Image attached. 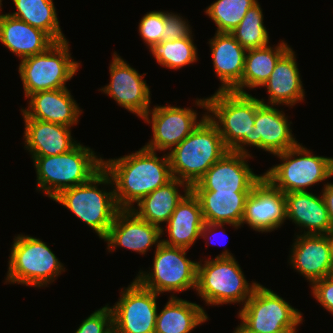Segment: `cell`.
<instances>
[{
  "mask_svg": "<svg viewBox=\"0 0 333 333\" xmlns=\"http://www.w3.org/2000/svg\"><path fill=\"white\" fill-rule=\"evenodd\" d=\"M198 198L204 222L242 226L245 203L250 193L193 192Z\"/></svg>",
  "mask_w": 333,
  "mask_h": 333,
  "instance_id": "83f0119b",
  "label": "cell"
},
{
  "mask_svg": "<svg viewBox=\"0 0 333 333\" xmlns=\"http://www.w3.org/2000/svg\"><path fill=\"white\" fill-rule=\"evenodd\" d=\"M275 105L262 104L255 113L252 146L270 154L286 151L298 144L285 113Z\"/></svg>",
  "mask_w": 333,
  "mask_h": 333,
  "instance_id": "ffe728a7",
  "label": "cell"
},
{
  "mask_svg": "<svg viewBox=\"0 0 333 333\" xmlns=\"http://www.w3.org/2000/svg\"><path fill=\"white\" fill-rule=\"evenodd\" d=\"M69 45L68 40L57 41L44 52L21 59L18 72L26 99L40 91L67 88L66 82L81 66L72 59Z\"/></svg>",
  "mask_w": 333,
  "mask_h": 333,
  "instance_id": "30bf717a",
  "label": "cell"
},
{
  "mask_svg": "<svg viewBox=\"0 0 333 333\" xmlns=\"http://www.w3.org/2000/svg\"><path fill=\"white\" fill-rule=\"evenodd\" d=\"M103 168L112 178L119 209L135 207L134 203L173 179L168 153L158 157L156 151L144 146L134 153L103 160Z\"/></svg>",
  "mask_w": 333,
  "mask_h": 333,
  "instance_id": "6da1fadb",
  "label": "cell"
},
{
  "mask_svg": "<svg viewBox=\"0 0 333 333\" xmlns=\"http://www.w3.org/2000/svg\"><path fill=\"white\" fill-rule=\"evenodd\" d=\"M291 48L281 40L274 48L270 45L247 50L241 83L233 90L247 93L245 88L261 87L270 77L277 61Z\"/></svg>",
  "mask_w": 333,
  "mask_h": 333,
  "instance_id": "f546056e",
  "label": "cell"
},
{
  "mask_svg": "<svg viewBox=\"0 0 333 333\" xmlns=\"http://www.w3.org/2000/svg\"><path fill=\"white\" fill-rule=\"evenodd\" d=\"M227 151L218 128L206 116L184 140L167 152L172 176L191 187Z\"/></svg>",
  "mask_w": 333,
  "mask_h": 333,
  "instance_id": "8992f818",
  "label": "cell"
},
{
  "mask_svg": "<svg viewBox=\"0 0 333 333\" xmlns=\"http://www.w3.org/2000/svg\"><path fill=\"white\" fill-rule=\"evenodd\" d=\"M303 313L273 290L261 285L240 308V324L233 333H297Z\"/></svg>",
  "mask_w": 333,
  "mask_h": 333,
  "instance_id": "52a82bcc",
  "label": "cell"
},
{
  "mask_svg": "<svg viewBox=\"0 0 333 333\" xmlns=\"http://www.w3.org/2000/svg\"><path fill=\"white\" fill-rule=\"evenodd\" d=\"M27 99L28 109L21 108L23 119H37L72 127L78 124L83 113L68 88L40 91Z\"/></svg>",
  "mask_w": 333,
  "mask_h": 333,
  "instance_id": "d6986e66",
  "label": "cell"
},
{
  "mask_svg": "<svg viewBox=\"0 0 333 333\" xmlns=\"http://www.w3.org/2000/svg\"><path fill=\"white\" fill-rule=\"evenodd\" d=\"M321 195L309 191L285 193L286 220L301 227L303 234L320 235L331 232L330 217ZM307 230V231H306Z\"/></svg>",
  "mask_w": 333,
  "mask_h": 333,
  "instance_id": "603a6c76",
  "label": "cell"
},
{
  "mask_svg": "<svg viewBox=\"0 0 333 333\" xmlns=\"http://www.w3.org/2000/svg\"><path fill=\"white\" fill-rule=\"evenodd\" d=\"M331 280H333V264L331 266V269H330V273H329V276H328Z\"/></svg>",
  "mask_w": 333,
  "mask_h": 333,
  "instance_id": "b9f144b4",
  "label": "cell"
},
{
  "mask_svg": "<svg viewBox=\"0 0 333 333\" xmlns=\"http://www.w3.org/2000/svg\"><path fill=\"white\" fill-rule=\"evenodd\" d=\"M332 176H333V158H332Z\"/></svg>",
  "mask_w": 333,
  "mask_h": 333,
  "instance_id": "f6af8a7d",
  "label": "cell"
},
{
  "mask_svg": "<svg viewBox=\"0 0 333 333\" xmlns=\"http://www.w3.org/2000/svg\"><path fill=\"white\" fill-rule=\"evenodd\" d=\"M17 11L8 13L34 28L46 32L55 42L67 38L61 31L53 0H13Z\"/></svg>",
  "mask_w": 333,
  "mask_h": 333,
  "instance_id": "4dcf8cb0",
  "label": "cell"
},
{
  "mask_svg": "<svg viewBox=\"0 0 333 333\" xmlns=\"http://www.w3.org/2000/svg\"><path fill=\"white\" fill-rule=\"evenodd\" d=\"M16 236L10 249L4 284L48 287V284H52L62 272H65L63 263L46 242L30 235Z\"/></svg>",
  "mask_w": 333,
  "mask_h": 333,
  "instance_id": "ba28073f",
  "label": "cell"
},
{
  "mask_svg": "<svg viewBox=\"0 0 333 333\" xmlns=\"http://www.w3.org/2000/svg\"><path fill=\"white\" fill-rule=\"evenodd\" d=\"M111 330H113V315L107 304L86 317L75 333H109Z\"/></svg>",
  "mask_w": 333,
  "mask_h": 333,
  "instance_id": "d590c367",
  "label": "cell"
},
{
  "mask_svg": "<svg viewBox=\"0 0 333 333\" xmlns=\"http://www.w3.org/2000/svg\"><path fill=\"white\" fill-rule=\"evenodd\" d=\"M206 313L202 306L172 294L164 308L157 313L154 333H191L209 320Z\"/></svg>",
  "mask_w": 333,
  "mask_h": 333,
  "instance_id": "f1b7e54d",
  "label": "cell"
},
{
  "mask_svg": "<svg viewBox=\"0 0 333 333\" xmlns=\"http://www.w3.org/2000/svg\"><path fill=\"white\" fill-rule=\"evenodd\" d=\"M274 156H277L281 163L266 170L263 178L284 194L308 191L307 187L333 177L332 157L314 155L300 142Z\"/></svg>",
  "mask_w": 333,
  "mask_h": 333,
  "instance_id": "9c48e42d",
  "label": "cell"
},
{
  "mask_svg": "<svg viewBox=\"0 0 333 333\" xmlns=\"http://www.w3.org/2000/svg\"><path fill=\"white\" fill-rule=\"evenodd\" d=\"M105 185H111V190L102 188ZM52 200L70 210L95 231L101 240L106 237L120 210L115 200L112 178L104 168L86 183L64 189Z\"/></svg>",
  "mask_w": 333,
  "mask_h": 333,
  "instance_id": "277c9868",
  "label": "cell"
},
{
  "mask_svg": "<svg viewBox=\"0 0 333 333\" xmlns=\"http://www.w3.org/2000/svg\"><path fill=\"white\" fill-rule=\"evenodd\" d=\"M165 25V11L147 12L139 22L138 30L148 49L161 42V34Z\"/></svg>",
  "mask_w": 333,
  "mask_h": 333,
  "instance_id": "e575fe53",
  "label": "cell"
},
{
  "mask_svg": "<svg viewBox=\"0 0 333 333\" xmlns=\"http://www.w3.org/2000/svg\"><path fill=\"white\" fill-rule=\"evenodd\" d=\"M161 237L159 226L141 219L131 209H120L103 240L108 252L122 247L145 255L153 245L161 243Z\"/></svg>",
  "mask_w": 333,
  "mask_h": 333,
  "instance_id": "e0dca14e",
  "label": "cell"
},
{
  "mask_svg": "<svg viewBox=\"0 0 333 333\" xmlns=\"http://www.w3.org/2000/svg\"><path fill=\"white\" fill-rule=\"evenodd\" d=\"M286 220V199L282 191L262 178L251 190L245 203L242 225L257 232H272Z\"/></svg>",
  "mask_w": 333,
  "mask_h": 333,
  "instance_id": "2e32d148",
  "label": "cell"
},
{
  "mask_svg": "<svg viewBox=\"0 0 333 333\" xmlns=\"http://www.w3.org/2000/svg\"><path fill=\"white\" fill-rule=\"evenodd\" d=\"M208 43L214 73L221 82L217 91H233L241 83L247 50L230 33L216 32Z\"/></svg>",
  "mask_w": 333,
  "mask_h": 333,
  "instance_id": "7402d4cb",
  "label": "cell"
},
{
  "mask_svg": "<svg viewBox=\"0 0 333 333\" xmlns=\"http://www.w3.org/2000/svg\"><path fill=\"white\" fill-rule=\"evenodd\" d=\"M109 333H117V332L113 329Z\"/></svg>",
  "mask_w": 333,
  "mask_h": 333,
  "instance_id": "ee69618b",
  "label": "cell"
},
{
  "mask_svg": "<svg viewBox=\"0 0 333 333\" xmlns=\"http://www.w3.org/2000/svg\"><path fill=\"white\" fill-rule=\"evenodd\" d=\"M194 35L179 40H166L153 44L149 48L158 65L178 70L198 61V51L194 45Z\"/></svg>",
  "mask_w": 333,
  "mask_h": 333,
  "instance_id": "1f68e13d",
  "label": "cell"
},
{
  "mask_svg": "<svg viewBox=\"0 0 333 333\" xmlns=\"http://www.w3.org/2000/svg\"><path fill=\"white\" fill-rule=\"evenodd\" d=\"M109 66L110 82L100 89L128 112L142 118L150 109L151 91L140 74L116 52Z\"/></svg>",
  "mask_w": 333,
  "mask_h": 333,
  "instance_id": "9a60e30c",
  "label": "cell"
},
{
  "mask_svg": "<svg viewBox=\"0 0 333 333\" xmlns=\"http://www.w3.org/2000/svg\"><path fill=\"white\" fill-rule=\"evenodd\" d=\"M0 42L20 60L42 53L55 43L46 32L8 13L0 14Z\"/></svg>",
  "mask_w": 333,
  "mask_h": 333,
  "instance_id": "484cf974",
  "label": "cell"
},
{
  "mask_svg": "<svg viewBox=\"0 0 333 333\" xmlns=\"http://www.w3.org/2000/svg\"><path fill=\"white\" fill-rule=\"evenodd\" d=\"M204 223L199 200L190 190L166 222L167 228H161V235L164 230L168 233V238L161 239V242L189 250L200 237Z\"/></svg>",
  "mask_w": 333,
  "mask_h": 333,
  "instance_id": "cb8c5ba5",
  "label": "cell"
},
{
  "mask_svg": "<svg viewBox=\"0 0 333 333\" xmlns=\"http://www.w3.org/2000/svg\"><path fill=\"white\" fill-rule=\"evenodd\" d=\"M288 262L312 285L328 277L333 264L328 234H295Z\"/></svg>",
  "mask_w": 333,
  "mask_h": 333,
  "instance_id": "ac0fdd59",
  "label": "cell"
},
{
  "mask_svg": "<svg viewBox=\"0 0 333 333\" xmlns=\"http://www.w3.org/2000/svg\"><path fill=\"white\" fill-rule=\"evenodd\" d=\"M322 195L330 217L331 231H333V182L325 183L322 189Z\"/></svg>",
  "mask_w": 333,
  "mask_h": 333,
  "instance_id": "f35d334b",
  "label": "cell"
},
{
  "mask_svg": "<svg viewBox=\"0 0 333 333\" xmlns=\"http://www.w3.org/2000/svg\"><path fill=\"white\" fill-rule=\"evenodd\" d=\"M36 169V190L50 199L62 190L89 181L103 168V158L78 142L60 155L31 156Z\"/></svg>",
  "mask_w": 333,
  "mask_h": 333,
  "instance_id": "3957f363",
  "label": "cell"
},
{
  "mask_svg": "<svg viewBox=\"0 0 333 333\" xmlns=\"http://www.w3.org/2000/svg\"><path fill=\"white\" fill-rule=\"evenodd\" d=\"M196 99L195 105L207 111L226 148L252 156L245 147L252 146L255 113L263 103L249 93L234 91L216 90L210 97Z\"/></svg>",
  "mask_w": 333,
  "mask_h": 333,
  "instance_id": "7a4b0ae2",
  "label": "cell"
},
{
  "mask_svg": "<svg viewBox=\"0 0 333 333\" xmlns=\"http://www.w3.org/2000/svg\"><path fill=\"white\" fill-rule=\"evenodd\" d=\"M187 250L161 242L155 248L152 268L140 270L135 280L158 295L196 290L198 262L187 258Z\"/></svg>",
  "mask_w": 333,
  "mask_h": 333,
  "instance_id": "8fae6325",
  "label": "cell"
},
{
  "mask_svg": "<svg viewBox=\"0 0 333 333\" xmlns=\"http://www.w3.org/2000/svg\"><path fill=\"white\" fill-rule=\"evenodd\" d=\"M257 2L258 0H217L205 9V13L216 24V32L230 33Z\"/></svg>",
  "mask_w": 333,
  "mask_h": 333,
  "instance_id": "836d02e7",
  "label": "cell"
},
{
  "mask_svg": "<svg viewBox=\"0 0 333 333\" xmlns=\"http://www.w3.org/2000/svg\"><path fill=\"white\" fill-rule=\"evenodd\" d=\"M184 194L180 193V188ZM190 186L176 178L146 195L131 210L141 219L159 226L166 223L175 211L178 203L190 191Z\"/></svg>",
  "mask_w": 333,
  "mask_h": 333,
  "instance_id": "4316f807",
  "label": "cell"
},
{
  "mask_svg": "<svg viewBox=\"0 0 333 333\" xmlns=\"http://www.w3.org/2000/svg\"><path fill=\"white\" fill-rule=\"evenodd\" d=\"M192 34V28L185 18L180 14L165 11V25L161 34V42L189 38Z\"/></svg>",
  "mask_w": 333,
  "mask_h": 333,
  "instance_id": "8d00e7d4",
  "label": "cell"
},
{
  "mask_svg": "<svg viewBox=\"0 0 333 333\" xmlns=\"http://www.w3.org/2000/svg\"><path fill=\"white\" fill-rule=\"evenodd\" d=\"M258 282L248 283L235 257L228 249L214 259H200L197 267L196 292L206 305L240 303L251 297Z\"/></svg>",
  "mask_w": 333,
  "mask_h": 333,
  "instance_id": "5b68a950",
  "label": "cell"
},
{
  "mask_svg": "<svg viewBox=\"0 0 333 333\" xmlns=\"http://www.w3.org/2000/svg\"><path fill=\"white\" fill-rule=\"evenodd\" d=\"M328 238L331 244L332 258H333V231L328 234Z\"/></svg>",
  "mask_w": 333,
  "mask_h": 333,
  "instance_id": "60d3db41",
  "label": "cell"
},
{
  "mask_svg": "<svg viewBox=\"0 0 333 333\" xmlns=\"http://www.w3.org/2000/svg\"><path fill=\"white\" fill-rule=\"evenodd\" d=\"M224 225H226V224H218V223H207V222H205L204 223V225H203V227H202V229H201V234H200V237H202L203 239H207V241H206V243L208 242L209 244H216L217 243V241H216V243H212V241H211V236L213 235V234H215L216 235V233H217V231L218 230H221V231H219V232H222V235L221 236H224L225 235V233L222 231V229L224 230ZM219 228H221V229H219ZM212 232H213V234H212ZM216 232V233H215ZM218 234V233H217ZM224 234V235H223ZM211 235V236H210ZM207 237V238H206ZM213 237V236H212ZM209 240V241H208Z\"/></svg>",
  "mask_w": 333,
  "mask_h": 333,
  "instance_id": "ab89813d",
  "label": "cell"
},
{
  "mask_svg": "<svg viewBox=\"0 0 333 333\" xmlns=\"http://www.w3.org/2000/svg\"><path fill=\"white\" fill-rule=\"evenodd\" d=\"M24 123V148L31 156L60 155L78 143L71 136V127L37 119H24Z\"/></svg>",
  "mask_w": 333,
  "mask_h": 333,
  "instance_id": "d4e9b609",
  "label": "cell"
},
{
  "mask_svg": "<svg viewBox=\"0 0 333 333\" xmlns=\"http://www.w3.org/2000/svg\"><path fill=\"white\" fill-rule=\"evenodd\" d=\"M311 293L320 305L333 315V280L329 277L315 281Z\"/></svg>",
  "mask_w": 333,
  "mask_h": 333,
  "instance_id": "74e56055",
  "label": "cell"
},
{
  "mask_svg": "<svg viewBox=\"0 0 333 333\" xmlns=\"http://www.w3.org/2000/svg\"><path fill=\"white\" fill-rule=\"evenodd\" d=\"M253 156L227 151L208 171L191 186L192 192L250 193L263 178L248 165Z\"/></svg>",
  "mask_w": 333,
  "mask_h": 333,
  "instance_id": "4fadbf2b",
  "label": "cell"
},
{
  "mask_svg": "<svg viewBox=\"0 0 333 333\" xmlns=\"http://www.w3.org/2000/svg\"><path fill=\"white\" fill-rule=\"evenodd\" d=\"M119 300L111 306L113 329L117 333H154L158 313V294L135 279L121 288Z\"/></svg>",
  "mask_w": 333,
  "mask_h": 333,
  "instance_id": "7c38bea8",
  "label": "cell"
},
{
  "mask_svg": "<svg viewBox=\"0 0 333 333\" xmlns=\"http://www.w3.org/2000/svg\"><path fill=\"white\" fill-rule=\"evenodd\" d=\"M197 115V111L189 107L155 105L141 118L151 124L153 132L152 139L144 147L156 152L171 151L200 124L207 112L199 121Z\"/></svg>",
  "mask_w": 333,
  "mask_h": 333,
  "instance_id": "5bb4252c",
  "label": "cell"
},
{
  "mask_svg": "<svg viewBox=\"0 0 333 333\" xmlns=\"http://www.w3.org/2000/svg\"><path fill=\"white\" fill-rule=\"evenodd\" d=\"M0 12H2V0H0Z\"/></svg>",
  "mask_w": 333,
  "mask_h": 333,
  "instance_id": "7bdbcfd3",
  "label": "cell"
},
{
  "mask_svg": "<svg viewBox=\"0 0 333 333\" xmlns=\"http://www.w3.org/2000/svg\"><path fill=\"white\" fill-rule=\"evenodd\" d=\"M296 54L290 48L278 61L269 79L261 86L268 92V102L259 99L265 105L290 106L304 101L305 91L296 62Z\"/></svg>",
  "mask_w": 333,
  "mask_h": 333,
  "instance_id": "44dd1931",
  "label": "cell"
},
{
  "mask_svg": "<svg viewBox=\"0 0 333 333\" xmlns=\"http://www.w3.org/2000/svg\"><path fill=\"white\" fill-rule=\"evenodd\" d=\"M259 2L254 4L243 17L239 25L230 32L236 41L246 50L269 45V32L264 26V16Z\"/></svg>",
  "mask_w": 333,
  "mask_h": 333,
  "instance_id": "d6a6232c",
  "label": "cell"
}]
</instances>
